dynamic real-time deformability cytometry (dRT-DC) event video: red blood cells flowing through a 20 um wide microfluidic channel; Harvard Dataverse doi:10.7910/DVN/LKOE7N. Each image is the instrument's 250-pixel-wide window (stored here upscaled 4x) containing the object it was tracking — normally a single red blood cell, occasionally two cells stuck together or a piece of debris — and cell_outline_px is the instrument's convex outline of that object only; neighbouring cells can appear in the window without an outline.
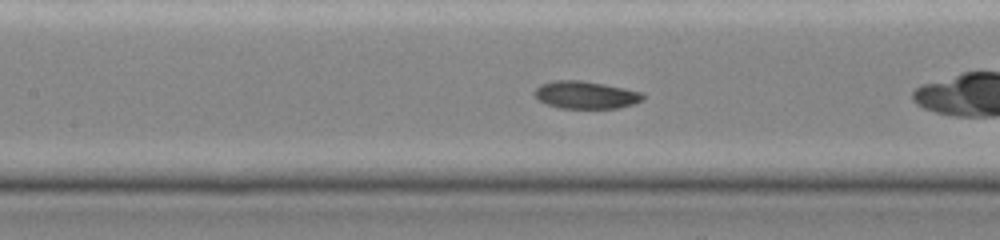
{"species": "common noctule bat (a hibernating species)", "species_latin": "Nyctalus noctula", "temperature_condition": "cold", "stored_images_in_passage": 44, "camera_frame_rate_fps": 3000, "um_per_image_px": 0.085, "animal": {"sex": "female", "body_mass_g": 19.0, "forearm_length_mm": 51.5}, "frame": {"image": 1, "passage_image": 17, "time_ms": 5.333, "image_size_px": [1000, 240], "cell_outline_px": [[644, 100], [620, 108], [560, 108], [548, 104], [540, 100], [532, 92], [540, 84], [556, 80], [580, 80], [604, 84], [624, 88], [640, 92], [644, 96]], "centroid_in_image_um": [49.78, 8.06], "position_along_channel_um": 157.6, "area_um2": 17.28}}
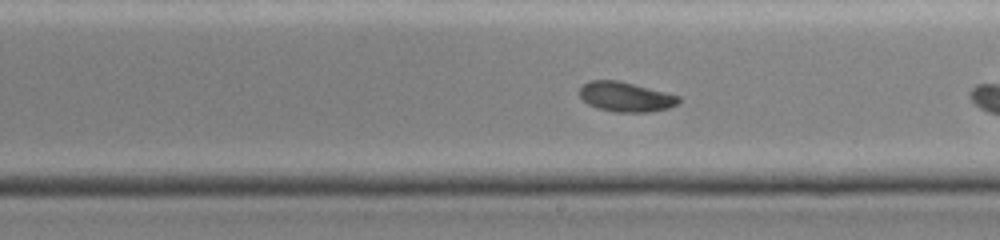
{"frame": {"image": 2, "passage_image": 23, "time_ms": 7.333, "image_size_px": [1000, 240], "cell_outline_px": [[680, 100], [676, 104], [668, 108], [648, 112], [616, 112], [596, 108], [588, 104], [580, 96], [580, 88], [588, 80], [620, 80], [680, 96]], "centroid_in_image_um": [53.17, 8.22], "position_along_channel_um": 235.8, "area_um2": 17.17}}
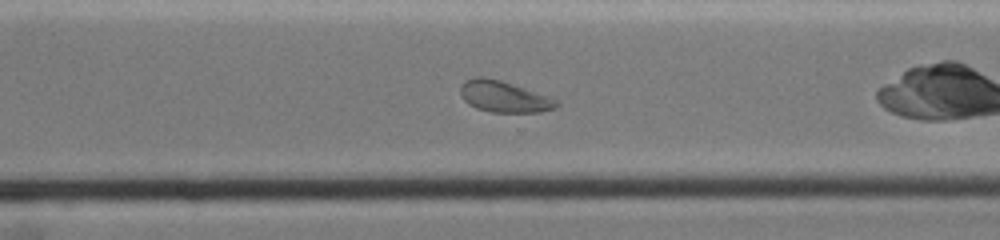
{"frame": {"image": 3, "passage_image": 30, "time_ms": 9.667, "image_size_px": [1000, 240], "cell_outline_px": [[560, 104], [556, 108], [540, 112], [492, 112], [476, 108], [468, 104], [460, 96], [460, 84], [464, 80], [476, 76], [484, 76], [500, 80], [548, 96], [556, 100]], "centroid_in_image_um": [42.79, 8.21], "position_along_channel_um": 327.8, "area_um2": 17.57}, "authors_computed_cell_mechanics": {"area_um2": 23.8425, "velocity_mm_per_s": 3.9226, "shape_relaxation_time_tau1_ms": 11.2071, "shape_relaxation_time_tau2_ms": null, "deformation_change_tau1": 0.2011, "deformation_change_tau2": null}}